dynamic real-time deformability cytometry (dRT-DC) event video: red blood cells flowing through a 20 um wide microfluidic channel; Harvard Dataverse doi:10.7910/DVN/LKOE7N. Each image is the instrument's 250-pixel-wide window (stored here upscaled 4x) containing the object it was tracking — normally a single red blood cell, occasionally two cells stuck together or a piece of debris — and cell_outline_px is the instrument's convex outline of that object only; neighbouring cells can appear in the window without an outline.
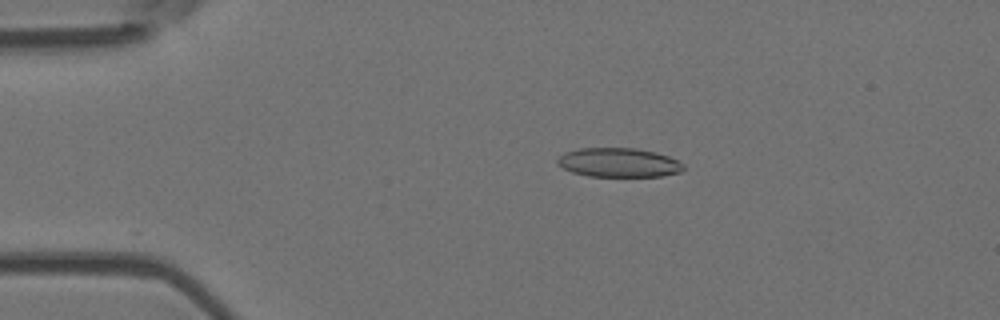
{"species": "Egyptian fruit bat (a non-hibernating species)", "species_latin": "Rousettus aegyptiacus", "temperature_condition": "room temperature", "stored_images_in_passage": 45, "camera_frame_rate_fps": 3000, "um_per_image_px": 0.085, "animal": {"sex": "female"}, "frame": {"image": 1, "passage_image": 2, "time_ms": 0.333, "image_size_px": [1000, 320], "cell_outline_px": [[684, 168], [680, 172], [660, 176], [588, 176], [572, 172], [556, 164], [556, 160], [564, 152], [580, 148], [636, 148], [656, 152], [668, 156], [684, 164]], "centroid_in_image_um": [52.57, 13.81], "position_along_channel_um": 32.4, "area_um2": 21.39}}
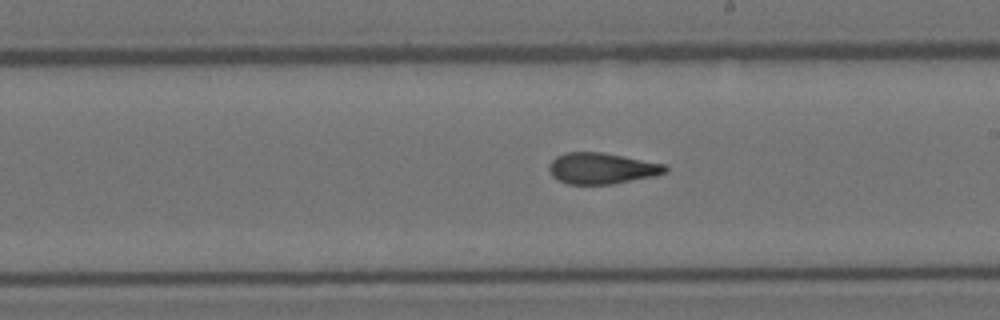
{"frame": {"image": 2, "passage_image": 22, "time_ms": 7.0, "image_size_px": [1000, 320], "cell_outline_px": [[668, 172], [656, 176], [612, 184], [568, 184], [552, 176], [548, 168], [548, 164], [556, 156], [564, 152], [600, 152], [664, 164], [668, 168]], "centroid_in_image_um": [51.14, 14.31], "position_along_channel_um": 237.9, "area_um2": 21.04}}
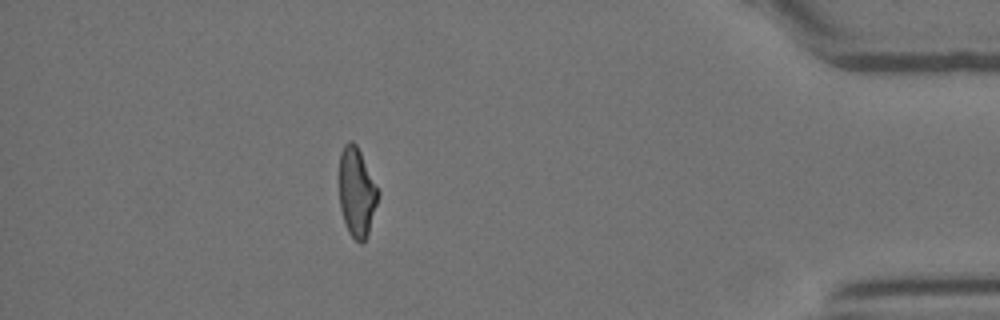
{"frame": {"image": 3, "passage_image": 39, "time_ms": 12.667, "image_size_px": [1000, 320], "cell_outline_px": [[380, 196], [368, 236], [360, 244], [348, 232], [340, 208], [340, 152], [344, 144], [348, 140], [352, 140], [356, 144], [380, 192]], "centroid_in_image_um": [30.34, 16.35], "position_along_channel_um": 404.9, "area_um2": 20.29}, "authors_computed_cell_mechanics": {"area_um2": 21.386, "velocity_mm_per_s": 3.7702, "shape_relaxation_time_tau1_ms": null, "shape_relaxation_time_tau2_ms": 2.2868, "deformation_change_tau1": null, "deformation_change_tau2": 0.1025}}